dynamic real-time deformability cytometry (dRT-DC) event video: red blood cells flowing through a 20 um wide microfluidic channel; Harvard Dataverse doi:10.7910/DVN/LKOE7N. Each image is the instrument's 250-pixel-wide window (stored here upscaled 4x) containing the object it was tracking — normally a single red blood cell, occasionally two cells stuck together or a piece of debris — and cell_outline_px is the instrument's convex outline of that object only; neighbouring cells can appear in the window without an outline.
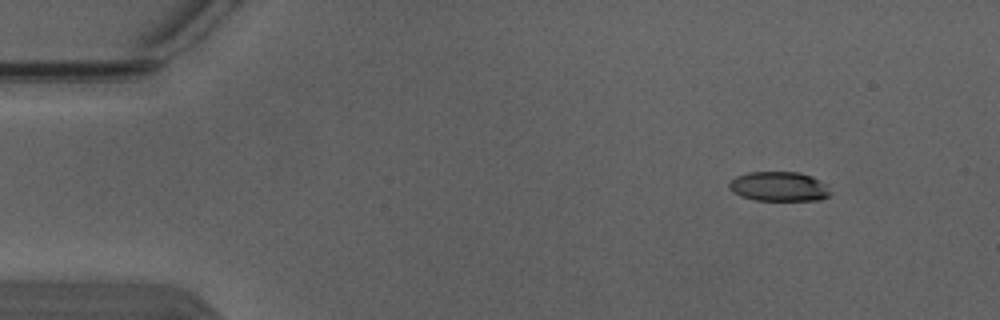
{"species": "Egyptian fruit bat (a non-hibernating species)", "species_latin": "Rousettus aegyptiacus", "temperature_condition": "warm", "stored_images_in_passage": 5, "camera_frame_rate_fps": 3000, "um_per_image_px": 0.085, "animal": {"sex": "male"}, "frame": {"image": 1, "passage_image": 1, "time_ms": 0.0, "image_size_px": [1000, 320], "cell_outline_px": [[832, 192], [828, 196], [820, 200], [756, 200], [740, 196], [732, 192], [728, 188], [728, 184], [736, 176], [748, 172], [800, 172], [812, 176], [828, 184]], "centroid_in_image_um": [66.24, 15.85], "position_along_channel_um": 18.8, "area_um2": 17.69}}
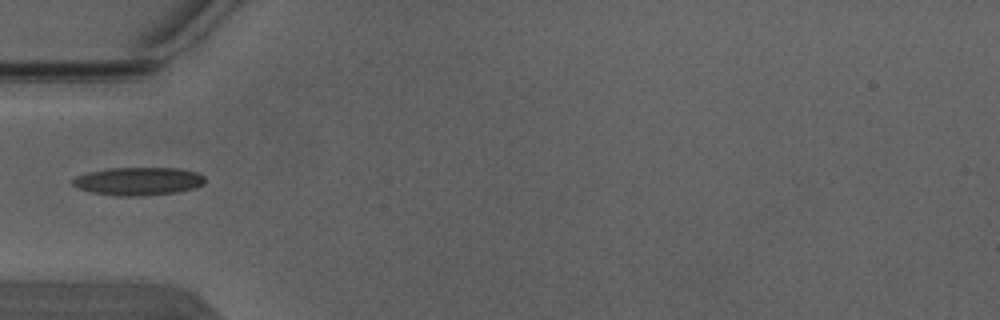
{"frame": {"image": 2, "passage_image": 4, "time_ms": 1.0, "image_size_px": [1000, 320], "cell_outline_px": [[204, 184], [192, 188], [176, 192], [140, 196], [120, 196], [92, 192], [76, 188], [72, 184], [72, 180], [76, 176], [88, 172], [108, 168], [176, 168], [196, 172], [204, 176]], "centroid_in_image_um": [11.72, 15.4], "position_along_channel_um": 73.3, "area_um2": 21.5}}
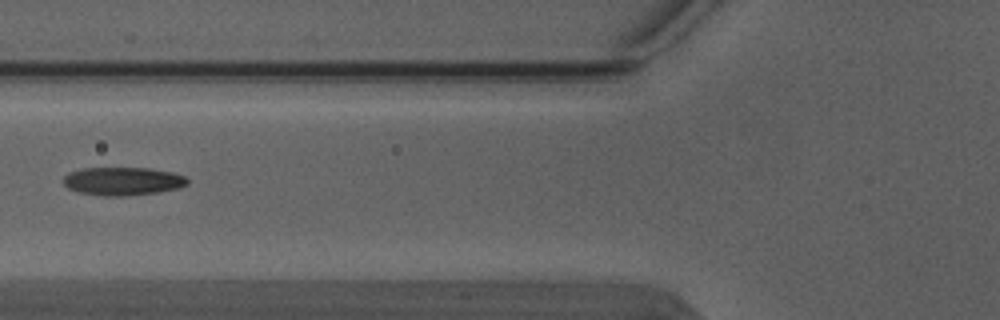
{"frame": {"image": 3, "passage_image": 5, "time_ms": 1.333, "image_size_px": [1000, 320], "cell_outline_px": [[188, 184], [180, 188], [160, 192], [124, 196], [104, 196], [80, 192], [68, 188], [64, 184], [64, 176], [68, 172], [84, 168], [148, 168], [172, 172], [184, 176], [188, 180]], "centroid_in_image_um": [10.45, 15.4], "position_along_channel_um": 115.3, "area_um2": 20.4}}